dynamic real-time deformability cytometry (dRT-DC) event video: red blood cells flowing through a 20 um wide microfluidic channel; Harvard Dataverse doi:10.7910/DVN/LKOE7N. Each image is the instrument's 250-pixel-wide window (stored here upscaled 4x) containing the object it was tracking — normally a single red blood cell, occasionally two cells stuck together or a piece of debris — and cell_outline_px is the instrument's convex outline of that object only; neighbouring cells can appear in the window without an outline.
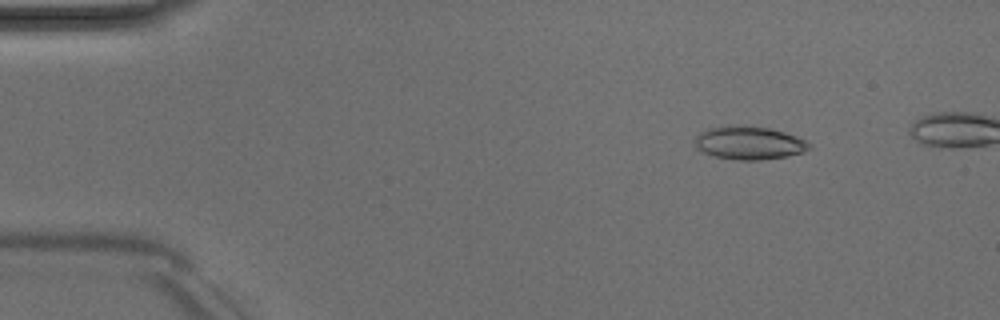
{"species": "Egyptian fruit bat (a non-hibernating species)", "species_latin": "Rousettus aegyptiacus", "temperature_condition": "room temperature", "stored_images_in_passage": 46, "camera_frame_rate_fps": 3000, "um_per_image_px": 0.085, "animal": {"sex": "male"}, "frame": {"image": 1, "passage_image": 7, "time_ms": 2.0, "image_size_px": [1000, 320], "cell_outline_px": [[812, 148], [804, 152], [784, 156], [760, 160], [732, 160], [716, 156], [704, 152], [696, 148], [696, 136], [700, 132], [708, 128], [728, 124], [736, 124], [768, 128], [784, 132], [796, 136], [812, 144]], "centroid_in_image_um": [63.67, 12.13], "position_along_channel_um": 21.3, "area_um2": 22.25}}
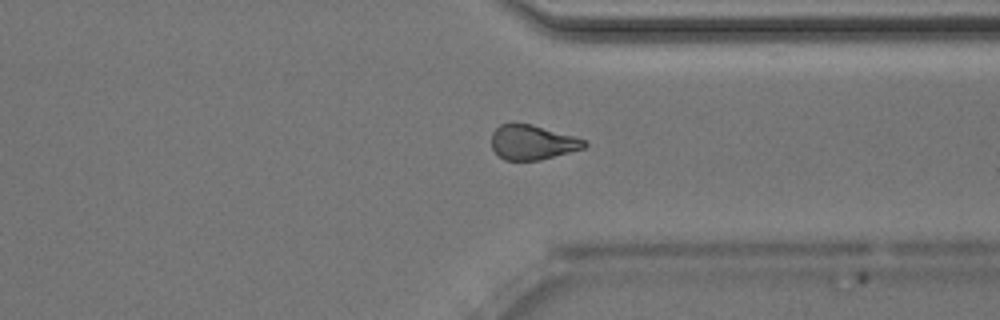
{"frame": {"image": 2, "passage_image": 39, "time_ms": 12.667, "image_size_px": [1000, 320], "cell_outline_px": [[588, 144], [584, 148], [540, 160], [504, 160], [492, 148], [492, 132], [500, 124], [532, 124], [572, 136], [584, 140]], "centroid_in_image_um": [45.24, 12.1], "position_along_channel_um": 366.2, "area_um2": 18.44}}
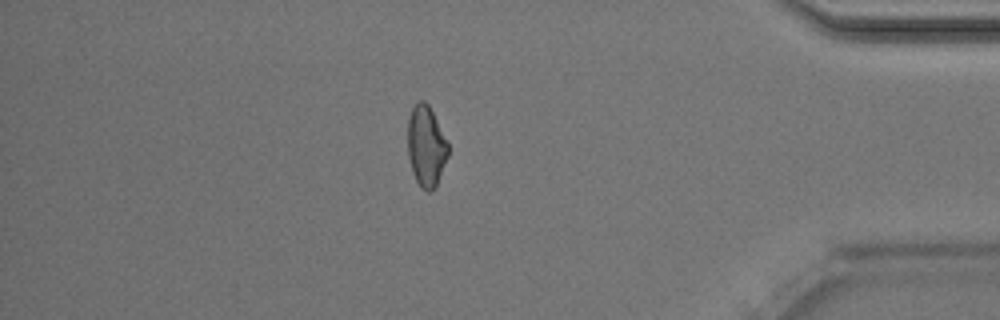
{"frame": {"image": 3, "passage_image": 44, "time_ms": 14.333, "image_size_px": [1000, 320], "cell_outline_px": [[448, 156], [436, 188], [428, 192], [420, 188], [412, 172], [408, 156], [408, 116], [412, 108], [420, 100], [424, 100], [428, 104], [448, 144]], "centroid_in_image_um": [36.21, 12.47], "position_along_channel_um": 399.0, "area_um2": 19.02}}